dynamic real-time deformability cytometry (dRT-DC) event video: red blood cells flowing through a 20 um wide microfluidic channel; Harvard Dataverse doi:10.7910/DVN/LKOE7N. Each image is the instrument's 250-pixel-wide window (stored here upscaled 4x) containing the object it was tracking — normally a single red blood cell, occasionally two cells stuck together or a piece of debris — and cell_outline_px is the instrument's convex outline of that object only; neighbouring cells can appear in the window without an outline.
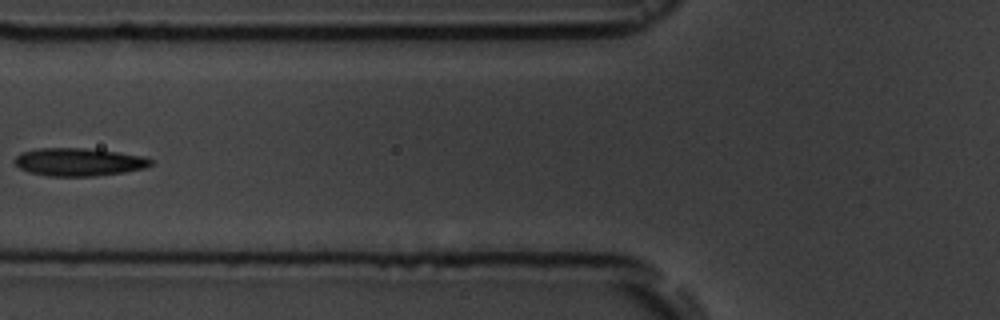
{"species": "common noctule bat (a hibernating species)", "species_latin": "Nyctalus noctula", "temperature_condition": "room temperature", "stored_images_in_passage": 7, "camera_frame_rate_fps": 3000, "um_per_image_px": 0.085, "animal": {"sex": "male", "body_mass_g": 19.5, "forearm_length_mm": 54.6}, "frame": {"image": 1, "passage_image": 6, "time_ms": 6.0, "image_size_px": [1000, 320], "cell_outline_px": [[152, 164], [144, 168], [124, 172], [96, 176], [48, 176], [28, 172], [20, 168], [12, 160], [20, 152], [36, 148], [84, 148], [116, 152], [144, 156], [152, 160]], "centroid_in_image_um": [6.65, 13.77], "position_along_channel_um": 119.1, "area_um2": 22.2}}
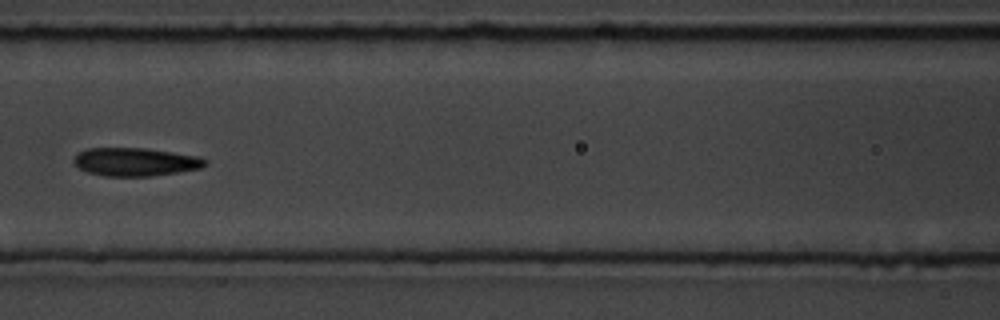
{"frame": {"image": 2, "passage_image": 7, "time_ms": 7.0, "image_size_px": [1000, 320], "cell_outline_px": [[208, 164], [200, 168], [152, 176], [104, 176], [88, 172], [80, 168], [72, 160], [80, 152], [88, 148], [144, 148], [200, 156], [208, 160]], "centroid_in_image_um": [11.54, 13.76], "position_along_channel_um": 155.1, "area_um2": 21.5}}